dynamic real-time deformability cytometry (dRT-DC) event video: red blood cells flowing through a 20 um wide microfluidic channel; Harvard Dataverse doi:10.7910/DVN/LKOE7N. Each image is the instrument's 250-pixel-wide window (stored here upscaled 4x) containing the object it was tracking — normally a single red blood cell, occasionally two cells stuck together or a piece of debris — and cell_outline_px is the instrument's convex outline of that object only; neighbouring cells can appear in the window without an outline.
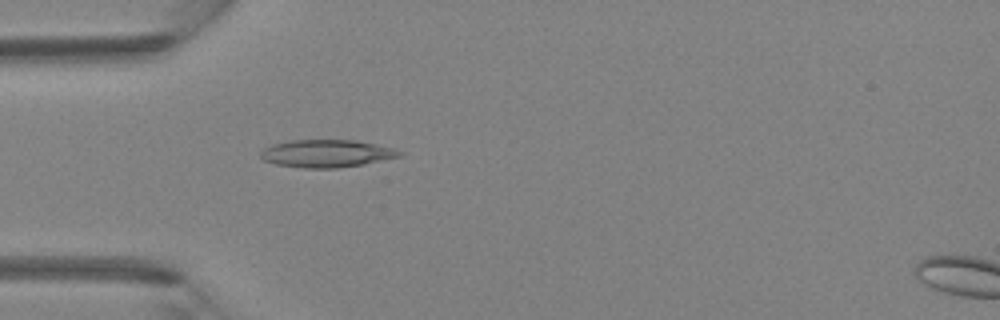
{"species": "Egyptian fruit bat (a non-hibernating species)", "species_latin": "Rousettus aegyptiacus", "temperature_condition": "room temperature", "stored_images_in_passage": 34, "camera_frame_rate_fps": 3000, "um_per_image_px": 0.085, "animal": {"sex": "female"}, "frame": {"image": 1, "passage_image": 3, "time_ms": 0.667, "image_size_px": [1000, 320], "cell_outline_px": [[404, 156], [364, 164], [336, 168], [304, 168], [276, 164], [264, 160], [260, 156], [260, 152], [264, 148], [272, 144], [288, 140], [356, 140], [376, 144], [392, 148], [404, 152]], "centroid_in_image_um": [27.78, 13.04], "position_along_channel_um": 57.2, "area_um2": 22.48}}
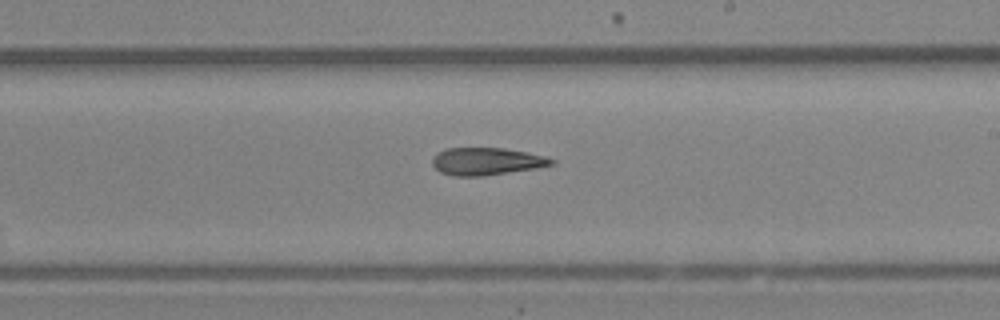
{"frame": {"image": 2, "passage_image": 16, "time_ms": 5.0, "image_size_px": [1000, 320], "cell_outline_px": [[556, 164], [536, 168], [484, 176], [456, 176], [440, 172], [432, 164], [432, 156], [444, 148], [504, 148], [528, 152], [544, 156], [556, 160]], "centroid_in_image_um": [41.36, 13.71], "position_along_channel_um": 247.6, "area_um2": 19.19}}
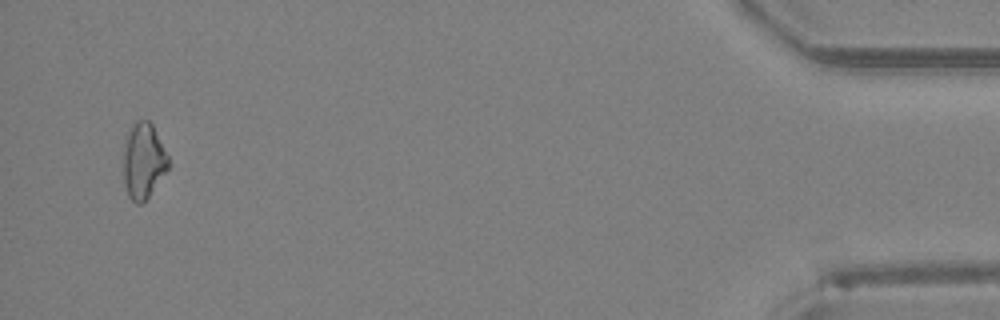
{"frame": {"image": 3, "passage_image": 33, "time_ms": 10.667, "image_size_px": [1000, 320], "cell_outline_px": [[168, 168], [148, 196], [140, 204], [136, 204], [128, 196], [124, 184], [124, 144], [128, 132], [132, 124], [136, 120], [148, 120], [152, 124], [168, 156]], "centroid_in_image_um": [12.17, 13.65], "position_along_channel_um": 423.0, "area_um2": 19.48}}